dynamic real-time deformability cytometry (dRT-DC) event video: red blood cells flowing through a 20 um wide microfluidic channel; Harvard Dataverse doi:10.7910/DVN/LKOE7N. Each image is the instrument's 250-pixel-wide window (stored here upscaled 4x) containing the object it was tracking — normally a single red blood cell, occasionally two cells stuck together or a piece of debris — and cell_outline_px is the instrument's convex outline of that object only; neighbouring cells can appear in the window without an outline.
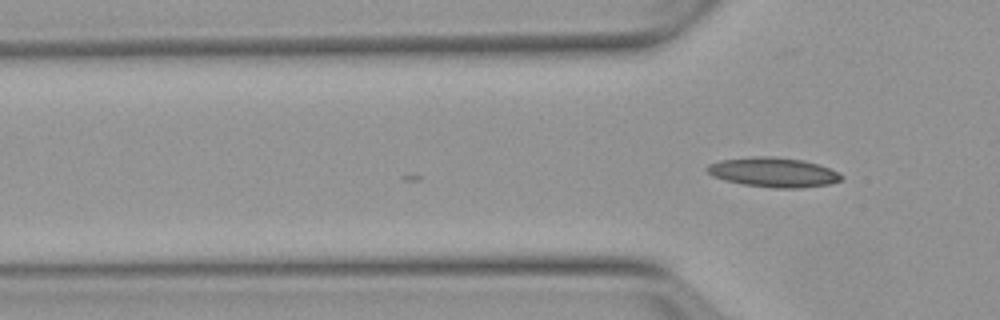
{"species": "Egyptian fruit bat (a non-hibernating species)", "species_latin": "Rousettus aegyptiacus", "temperature_condition": "warm", "stored_images_in_passage": 3, "camera_frame_rate_fps": 3000, "um_per_image_px": 0.085, "animal": {"sex": "female"}, "frame": {"image": 1, "passage_image": 3, "time_ms": 0.667, "image_size_px": [1000, 320], "cell_outline_px": [[844, 176], [840, 180], [828, 184], [800, 188], [776, 188], [744, 184], [724, 180], [712, 176], [704, 168], [708, 164], [720, 160], [756, 156], [776, 156], [804, 160], [828, 168]], "centroid_in_image_um": [65.69, 14.63], "position_along_channel_um": 60.1, "area_um2": 23.06}}